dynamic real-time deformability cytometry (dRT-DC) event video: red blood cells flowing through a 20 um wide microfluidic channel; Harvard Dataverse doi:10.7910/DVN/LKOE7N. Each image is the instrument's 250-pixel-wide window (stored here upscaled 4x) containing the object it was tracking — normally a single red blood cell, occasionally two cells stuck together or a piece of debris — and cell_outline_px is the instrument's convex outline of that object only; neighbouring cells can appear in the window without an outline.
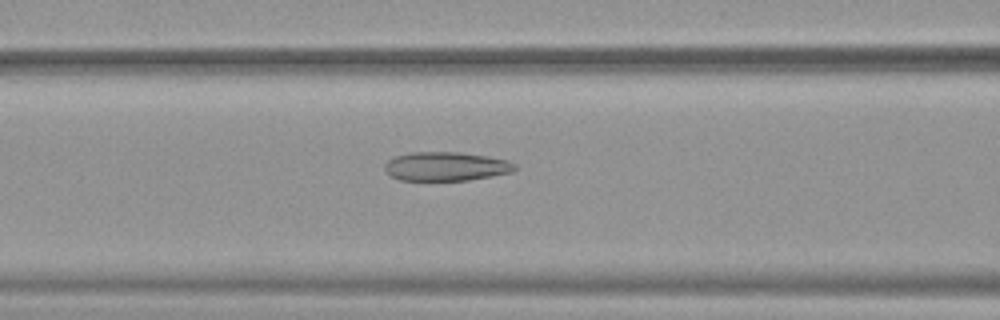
{"species": "common noctule bat (a hibernating species)", "species_latin": "Nyctalus noctula", "temperature_condition": "warm", "stored_images_in_passage": 51, "camera_frame_rate_fps": 3000, "um_per_image_px": 0.085, "animal": {"sex": "female", "body_mass_g": 19.9}, "frame": {"image": 1, "passage_image": 21, "time_ms": 6.667, "image_size_px": [1000, 320], "cell_outline_px": [[516, 168], [512, 172], [492, 176], [468, 180], [400, 180], [384, 172], [384, 164], [388, 160], [396, 156], [412, 152], [460, 152], [488, 156], [508, 160], [516, 164]], "centroid_in_image_um": [37.91, 14.14], "position_along_channel_um": 128.7, "area_um2": 22.02}}
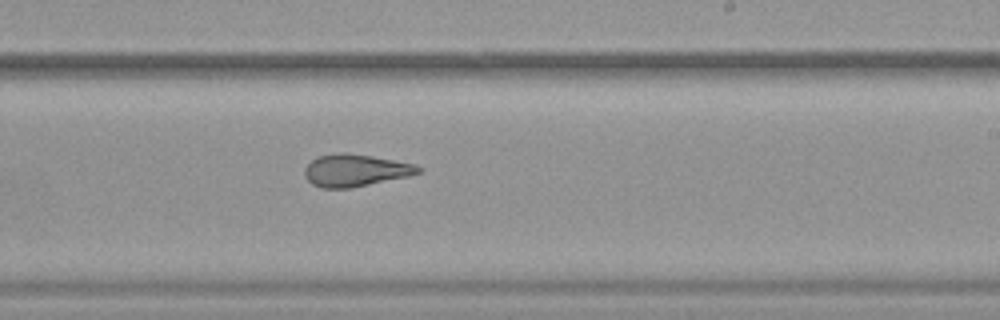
{"frame": {"image": 2, "passage_image": 31, "time_ms": 10.0, "image_size_px": [1000, 320], "cell_outline_px": [[424, 168], [420, 172], [408, 176], [352, 188], [320, 188], [312, 184], [304, 176], [304, 168], [312, 160], [320, 156], [340, 152], [344, 152], [372, 156], [416, 164]], "centroid_in_image_um": [30.21, 14.48], "position_along_channel_um": 258.8, "area_um2": 21.39}}
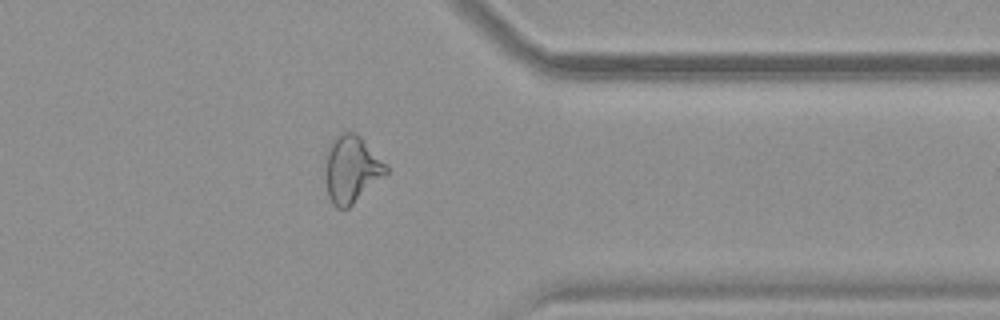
{"frame": {"image": 3, "passage_image": 41, "time_ms": 13.333, "image_size_px": [1000, 320], "cell_outline_px": [[388, 172], [384, 176], [348, 208], [336, 208], [332, 204], [328, 196], [324, 168], [328, 144], [340, 132], [356, 132], [360, 136], [388, 168]], "centroid_in_image_um": [29.83, 14.38], "position_along_channel_um": 381.6, "area_um2": 23.64}, "authors_computed_cell_mechanics": {"area_um2": 25.6632, "velocity_mm_per_s": 3.9262, "shape_relaxation_time_tau1_ms": null, "shape_relaxation_time_tau2_ms": 2.1508, "deformation_change_tau1": null, "deformation_change_tau2": 0.1155}}